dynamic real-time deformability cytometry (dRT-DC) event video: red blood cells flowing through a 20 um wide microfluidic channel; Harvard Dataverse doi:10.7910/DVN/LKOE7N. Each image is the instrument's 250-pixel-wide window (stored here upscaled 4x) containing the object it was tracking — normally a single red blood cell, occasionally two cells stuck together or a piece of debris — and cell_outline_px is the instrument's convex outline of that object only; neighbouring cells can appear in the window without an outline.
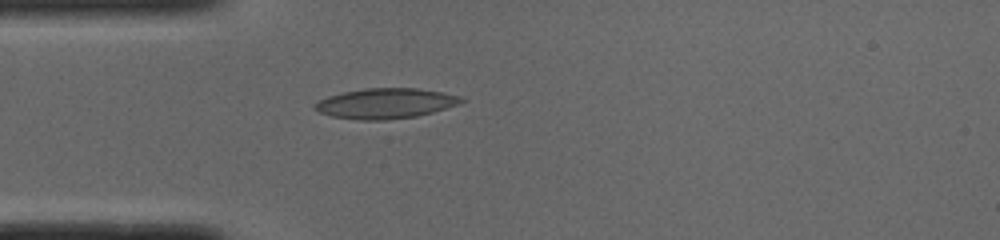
{"species": "common noctule bat (a hibernating species)", "species_latin": "Nyctalus noctula", "temperature_condition": "cold", "stored_images_in_passage": 37, "camera_frame_rate_fps": 3000, "um_per_image_px": 0.085, "animal": {"sex": "male", "body_mass_g": 19.0, "forearm_length_mm": 50.8}, "frame": {"image": 1, "passage_image": 1, "time_ms": 0.0, "image_size_px": [1000, 240], "cell_outline_px": [[468, 100], [460, 104], [432, 112], [416, 116], [384, 120], [360, 120], [332, 116], [320, 112], [312, 108], [312, 104], [328, 96], [344, 92], [364, 88], [416, 88], [444, 92], [460, 96]], "centroid_in_image_um": [32.79, 8.78], "position_along_channel_um": 52.2, "area_um2": 25.89}}
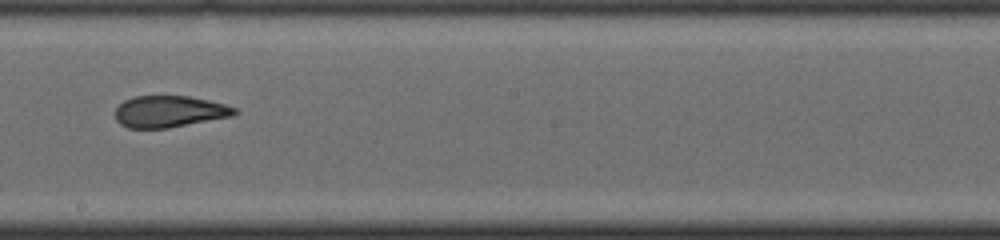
{"frame": {"image": 2, "passage_image": 15, "time_ms": 4.667, "image_size_px": [1000, 240], "cell_outline_px": [[240, 112], [232, 116], [168, 128], [128, 128], [120, 124], [116, 120], [116, 108], [124, 100], [136, 96], [188, 96], [208, 100], [224, 104], [236, 108]], "centroid_in_image_um": [14.4, 9.48], "position_along_channel_um": 233.8, "area_um2": 21.91}}
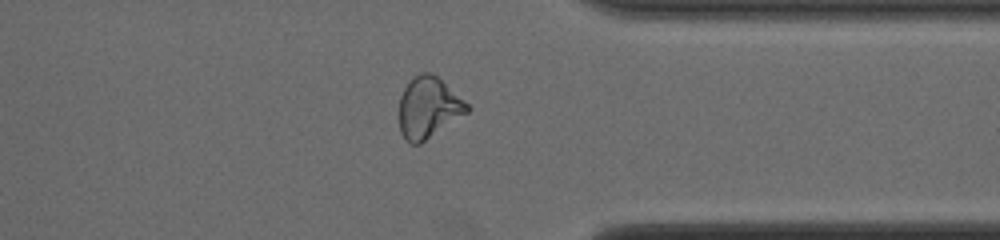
{"frame": {"image": 3, "passage_image": 26, "time_ms": 8.333, "image_size_px": [1000, 240], "cell_outline_px": [[472, 108], [468, 112], [420, 144], [412, 144], [400, 132], [400, 96], [408, 80], [412, 76], [420, 72], [432, 72], [464, 100]], "centroid_in_image_um": [36.41, 9.12], "position_along_channel_um": 375.0, "area_um2": 24.1}, "authors_computed_cell_mechanics": {"area_um2": 23.1778, "velocity_mm_per_s": 4.0158, "shape_relaxation_time_tau1_ms": null, "shape_relaxation_time_tau2_ms": 3.0664, "deformation_change_tau1": null, "deformation_change_tau2": 0.1168}}